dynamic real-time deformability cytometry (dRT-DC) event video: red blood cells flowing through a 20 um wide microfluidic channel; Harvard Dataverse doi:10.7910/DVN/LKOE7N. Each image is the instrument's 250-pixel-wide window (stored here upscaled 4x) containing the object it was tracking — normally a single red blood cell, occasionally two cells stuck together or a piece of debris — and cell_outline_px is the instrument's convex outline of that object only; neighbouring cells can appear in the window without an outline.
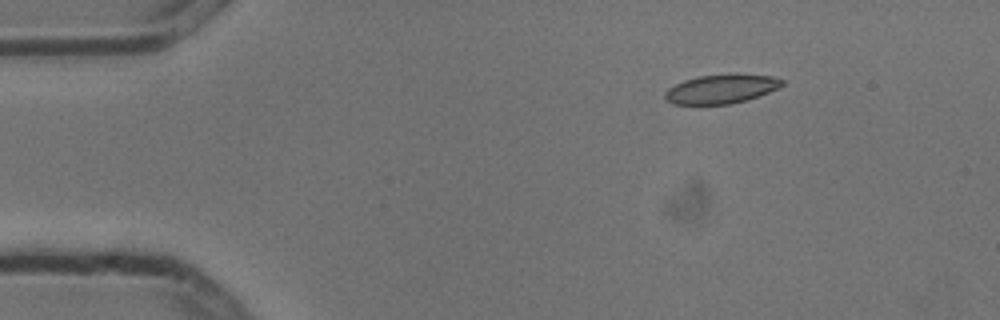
{"species": "common noctule bat (a hibernating species)", "species_latin": "Nyctalus noctula", "temperature_condition": "cold", "stored_images_in_passage": 6, "camera_frame_rate_fps": 3000, "um_per_image_px": 0.085, "animal": {"sex": "male", "body_mass_g": 13.3}, "frame": {"image": 1, "passage_image": 3, "time_ms": 0.667, "image_size_px": [1000, 320], "cell_outline_px": [[784, 84], [768, 92], [744, 100], [728, 104], [672, 104], [664, 96], [664, 92], [668, 88], [684, 80], [700, 76], [736, 72], [772, 76], [784, 80]], "centroid_in_image_um": [61.31, 7.53], "position_along_channel_um": 23.7, "area_um2": 19.88}}